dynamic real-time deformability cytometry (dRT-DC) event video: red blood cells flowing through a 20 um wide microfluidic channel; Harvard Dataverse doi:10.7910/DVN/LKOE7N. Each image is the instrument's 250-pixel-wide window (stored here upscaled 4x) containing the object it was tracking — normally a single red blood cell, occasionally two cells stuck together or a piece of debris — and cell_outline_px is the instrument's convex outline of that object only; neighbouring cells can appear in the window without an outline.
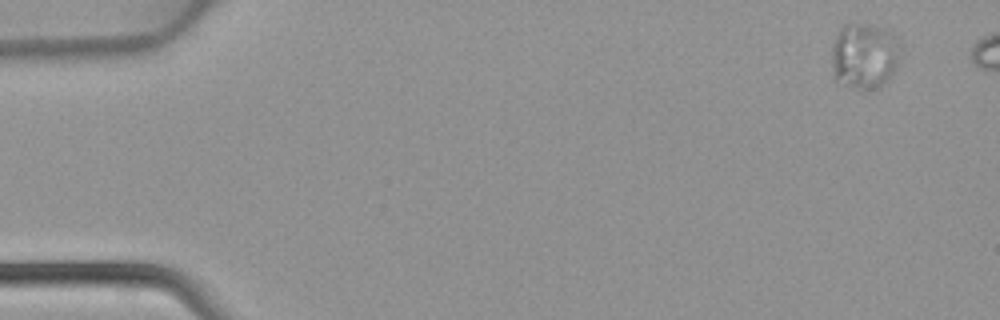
{"species": "common noctule bat (a hibernating species)", "species_latin": "Nyctalus noctula", "temperature_condition": "warm", "stored_images_in_passage": 5, "camera_frame_rate_fps": 3000, "um_per_image_px": 0.085, "animal": {"sex": "female", "body_mass_g": 22.7, "forearm_length_mm": 54.2}, "frame": {"image": 1, "passage_image": 1, "time_ms": 0.0, "image_size_px": [1000, 320], "cell_outline_px": [[900, 48], [896, 64], [888, 80], [880, 88], [852, 88], [832, 80], [832, 44], [840, 28], [844, 24], [868, 24], [888, 28], [896, 36]], "centroid_in_image_um": [73.44, 4.74], "position_along_channel_um": 11.6, "area_um2": 26.76}}